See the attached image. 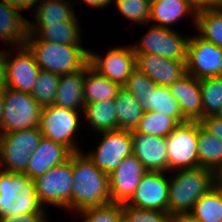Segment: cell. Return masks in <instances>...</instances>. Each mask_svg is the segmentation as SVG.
I'll return each instance as SVG.
<instances>
[{
	"label": "cell",
	"instance_id": "cell-43",
	"mask_svg": "<svg viewBox=\"0 0 222 222\" xmlns=\"http://www.w3.org/2000/svg\"><path fill=\"white\" fill-rule=\"evenodd\" d=\"M10 6H14L20 9L22 12L27 11L28 9L35 8L40 0H2Z\"/></svg>",
	"mask_w": 222,
	"mask_h": 222
},
{
	"label": "cell",
	"instance_id": "cell-15",
	"mask_svg": "<svg viewBox=\"0 0 222 222\" xmlns=\"http://www.w3.org/2000/svg\"><path fill=\"white\" fill-rule=\"evenodd\" d=\"M168 174L169 172L147 171L141 178L139 185L127 205L142 209L168 212Z\"/></svg>",
	"mask_w": 222,
	"mask_h": 222
},
{
	"label": "cell",
	"instance_id": "cell-36",
	"mask_svg": "<svg viewBox=\"0 0 222 222\" xmlns=\"http://www.w3.org/2000/svg\"><path fill=\"white\" fill-rule=\"evenodd\" d=\"M112 4L125 19L144 26L149 24L151 0H113Z\"/></svg>",
	"mask_w": 222,
	"mask_h": 222
},
{
	"label": "cell",
	"instance_id": "cell-49",
	"mask_svg": "<svg viewBox=\"0 0 222 222\" xmlns=\"http://www.w3.org/2000/svg\"><path fill=\"white\" fill-rule=\"evenodd\" d=\"M216 117L222 119V106L219 108L218 112L215 114Z\"/></svg>",
	"mask_w": 222,
	"mask_h": 222
},
{
	"label": "cell",
	"instance_id": "cell-5",
	"mask_svg": "<svg viewBox=\"0 0 222 222\" xmlns=\"http://www.w3.org/2000/svg\"><path fill=\"white\" fill-rule=\"evenodd\" d=\"M0 134L39 127L42 106L30 93L4 87Z\"/></svg>",
	"mask_w": 222,
	"mask_h": 222
},
{
	"label": "cell",
	"instance_id": "cell-48",
	"mask_svg": "<svg viewBox=\"0 0 222 222\" xmlns=\"http://www.w3.org/2000/svg\"><path fill=\"white\" fill-rule=\"evenodd\" d=\"M3 70L1 65V50H0V89L3 87Z\"/></svg>",
	"mask_w": 222,
	"mask_h": 222
},
{
	"label": "cell",
	"instance_id": "cell-11",
	"mask_svg": "<svg viewBox=\"0 0 222 222\" xmlns=\"http://www.w3.org/2000/svg\"><path fill=\"white\" fill-rule=\"evenodd\" d=\"M149 27L135 45H131L134 53H149L157 56L186 60L187 44L190 36H183L176 30L147 24Z\"/></svg>",
	"mask_w": 222,
	"mask_h": 222
},
{
	"label": "cell",
	"instance_id": "cell-8",
	"mask_svg": "<svg viewBox=\"0 0 222 222\" xmlns=\"http://www.w3.org/2000/svg\"><path fill=\"white\" fill-rule=\"evenodd\" d=\"M34 184L38 200L44 208L52 205L71 211L72 155L66 162L50 168L45 174L35 178Z\"/></svg>",
	"mask_w": 222,
	"mask_h": 222
},
{
	"label": "cell",
	"instance_id": "cell-35",
	"mask_svg": "<svg viewBox=\"0 0 222 222\" xmlns=\"http://www.w3.org/2000/svg\"><path fill=\"white\" fill-rule=\"evenodd\" d=\"M59 79V74L40 69L31 95L42 107L54 104Z\"/></svg>",
	"mask_w": 222,
	"mask_h": 222
},
{
	"label": "cell",
	"instance_id": "cell-20",
	"mask_svg": "<svg viewBox=\"0 0 222 222\" xmlns=\"http://www.w3.org/2000/svg\"><path fill=\"white\" fill-rule=\"evenodd\" d=\"M168 88L179 103L182 115L187 121L200 122L203 119L200 79L187 74Z\"/></svg>",
	"mask_w": 222,
	"mask_h": 222
},
{
	"label": "cell",
	"instance_id": "cell-24",
	"mask_svg": "<svg viewBox=\"0 0 222 222\" xmlns=\"http://www.w3.org/2000/svg\"><path fill=\"white\" fill-rule=\"evenodd\" d=\"M85 75L86 65L76 72L60 75L54 104L75 111H83Z\"/></svg>",
	"mask_w": 222,
	"mask_h": 222
},
{
	"label": "cell",
	"instance_id": "cell-3",
	"mask_svg": "<svg viewBox=\"0 0 222 222\" xmlns=\"http://www.w3.org/2000/svg\"><path fill=\"white\" fill-rule=\"evenodd\" d=\"M41 70L65 75L82 69L89 62V49L82 45L46 40H25Z\"/></svg>",
	"mask_w": 222,
	"mask_h": 222
},
{
	"label": "cell",
	"instance_id": "cell-47",
	"mask_svg": "<svg viewBox=\"0 0 222 222\" xmlns=\"http://www.w3.org/2000/svg\"><path fill=\"white\" fill-rule=\"evenodd\" d=\"M214 186L219 190L221 196H222V181L216 176L215 184Z\"/></svg>",
	"mask_w": 222,
	"mask_h": 222
},
{
	"label": "cell",
	"instance_id": "cell-44",
	"mask_svg": "<svg viewBox=\"0 0 222 222\" xmlns=\"http://www.w3.org/2000/svg\"><path fill=\"white\" fill-rule=\"evenodd\" d=\"M81 1L84 2V4H86L87 7L89 8H95V9L103 8L104 9V7L106 8L112 5L111 3L113 0H81Z\"/></svg>",
	"mask_w": 222,
	"mask_h": 222
},
{
	"label": "cell",
	"instance_id": "cell-45",
	"mask_svg": "<svg viewBox=\"0 0 222 222\" xmlns=\"http://www.w3.org/2000/svg\"><path fill=\"white\" fill-rule=\"evenodd\" d=\"M173 222H202L190 213L178 214L173 217Z\"/></svg>",
	"mask_w": 222,
	"mask_h": 222
},
{
	"label": "cell",
	"instance_id": "cell-46",
	"mask_svg": "<svg viewBox=\"0 0 222 222\" xmlns=\"http://www.w3.org/2000/svg\"><path fill=\"white\" fill-rule=\"evenodd\" d=\"M4 107V86L0 89V124L3 115Z\"/></svg>",
	"mask_w": 222,
	"mask_h": 222
},
{
	"label": "cell",
	"instance_id": "cell-9",
	"mask_svg": "<svg viewBox=\"0 0 222 222\" xmlns=\"http://www.w3.org/2000/svg\"><path fill=\"white\" fill-rule=\"evenodd\" d=\"M15 49L18 50L15 57L10 50H1L3 85L31 94L40 68L26 45L17 46Z\"/></svg>",
	"mask_w": 222,
	"mask_h": 222
},
{
	"label": "cell",
	"instance_id": "cell-22",
	"mask_svg": "<svg viewBox=\"0 0 222 222\" xmlns=\"http://www.w3.org/2000/svg\"><path fill=\"white\" fill-rule=\"evenodd\" d=\"M72 0H40L34 8L35 20H28V34H34L42 25L73 21L77 16ZM35 22V23H34Z\"/></svg>",
	"mask_w": 222,
	"mask_h": 222
},
{
	"label": "cell",
	"instance_id": "cell-39",
	"mask_svg": "<svg viewBox=\"0 0 222 222\" xmlns=\"http://www.w3.org/2000/svg\"><path fill=\"white\" fill-rule=\"evenodd\" d=\"M123 216L128 222H173V217L164 211L149 210L122 205Z\"/></svg>",
	"mask_w": 222,
	"mask_h": 222
},
{
	"label": "cell",
	"instance_id": "cell-40",
	"mask_svg": "<svg viewBox=\"0 0 222 222\" xmlns=\"http://www.w3.org/2000/svg\"><path fill=\"white\" fill-rule=\"evenodd\" d=\"M200 124L207 132L222 141V119L209 115L204 117Z\"/></svg>",
	"mask_w": 222,
	"mask_h": 222
},
{
	"label": "cell",
	"instance_id": "cell-34",
	"mask_svg": "<svg viewBox=\"0 0 222 222\" xmlns=\"http://www.w3.org/2000/svg\"><path fill=\"white\" fill-rule=\"evenodd\" d=\"M203 118L215 115L222 106V76L200 79Z\"/></svg>",
	"mask_w": 222,
	"mask_h": 222
},
{
	"label": "cell",
	"instance_id": "cell-17",
	"mask_svg": "<svg viewBox=\"0 0 222 222\" xmlns=\"http://www.w3.org/2000/svg\"><path fill=\"white\" fill-rule=\"evenodd\" d=\"M136 69L156 85L169 86L187 75L186 60L169 59L155 54L135 53Z\"/></svg>",
	"mask_w": 222,
	"mask_h": 222
},
{
	"label": "cell",
	"instance_id": "cell-28",
	"mask_svg": "<svg viewBox=\"0 0 222 222\" xmlns=\"http://www.w3.org/2000/svg\"><path fill=\"white\" fill-rule=\"evenodd\" d=\"M198 164L214 171L222 168V141L207 132L198 121Z\"/></svg>",
	"mask_w": 222,
	"mask_h": 222
},
{
	"label": "cell",
	"instance_id": "cell-51",
	"mask_svg": "<svg viewBox=\"0 0 222 222\" xmlns=\"http://www.w3.org/2000/svg\"><path fill=\"white\" fill-rule=\"evenodd\" d=\"M120 222H128V221H127L126 218L123 216V217L120 219Z\"/></svg>",
	"mask_w": 222,
	"mask_h": 222
},
{
	"label": "cell",
	"instance_id": "cell-26",
	"mask_svg": "<svg viewBox=\"0 0 222 222\" xmlns=\"http://www.w3.org/2000/svg\"><path fill=\"white\" fill-rule=\"evenodd\" d=\"M114 100L85 103L82 111L84 123L88 124L93 132H109L118 130ZM86 121V122H85Z\"/></svg>",
	"mask_w": 222,
	"mask_h": 222
},
{
	"label": "cell",
	"instance_id": "cell-12",
	"mask_svg": "<svg viewBox=\"0 0 222 222\" xmlns=\"http://www.w3.org/2000/svg\"><path fill=\"white\" fill-rule=\"evenodd\" d=\"M99 134L102 136L99 144L85 155L109 176L125 157L133 154L131 131L116 130Z\"/></svg>",
	"mask_w": 222,
	"mask_h": 222
},
{
	"label": "cell",
	"instance_id": "cell-27",
	"mask_svg": "<svg viewBox=\"0 0 222 222\" xmlns=\"http://www.w3.org/2000/svg\"><path fill=\"white\" fill-rule=\"evenodd\" d=\"M121 86L94 70L90 63L86 64L84 77V103L114 100Z\"/></svg>",
	"mask_w": 222,
	"mask_h": 222
},
{
	"label": "cell",
	"instance_id": "cell-21",
	"mask_svg": "<svg viewBox=\"0 0 222 222\" xmlns=\"http://www.w3.org/2000/svg\"><path fill=\"white\" fill-rule=\"evenodd\" d=\"M190 15L193 25L196 26L197 12L189 0H151L149 24L172 29V25Z\"/></svg>",
	"mask_w": 222,
	"mask_h": 222
},
{
	"label": "cell",
	"instance_id": "cell-41",
	"mask_svg": "<svg viewBox=\"0 0 222 222\" xmlns=\"http://www.w3.org/2000/svg\"><path fill=\"white\" fill-rule=\"evenodd\" d=\"M47 213H27L22 216L0 217V222H48Z\"/></svg>",
	"mask_w": 222,
	"mask_h": 222
},
{
	"label": "cell",
	"instance_id": "cell-38",
	"mask_svg": "<svg viewBox=\"0 0 222 222\" xmlns=\"http://www.w3.org/2000/svg\"><path fill=\"white\" fill-rule=\"evenodd\" d=\"M76 215L83 217L80 222H120L123 212L122 205L108 203L84 209Z\"/></svg>",
	"mask_w": 222,
	"mask_h": 222
},
{
	"label": "cell",
	"instance_id": "cell-33",
	"mask_svg": "<svg viewBox=\"0 0 222 222\" xmlns=\"http://www.w3.org/2000/svg\"><path fill=\"white\" fill-rule=\"evenodd\" d=\"M178 125L179 123L173 117L154 111H146L135 130L146 135L166 138Z\"/></svg>",
	"mask_w": 222,
	"mask_h": 222
},
{
	"label": "cell",
	"instance_id": "cell-19",
	"mask_svg": "<svg viewBox=\"0 0 222 222\" xmlns=\"http://www.w3.org/2000/svg\"><path fill=\"white\" fill-rule=\"evenodd\" d=\"M72 154L66 146L42 137L37 149L31 152L30 160L23 174L34 180L45 174L50 168L69 160Z\"/></svg>",
	"mask_w": 222,
	"mask_h": 222
},
{
	"label": "cell",
	"instance_id": "cell-50",
	"mask_svg": "<svg viewBox=\"0 0 222 222\" xmlns=\"http://www.w3.org/2000/svg\"><path fill=\"white\" fill-rule=\"evenodd\" d=\"M216 176L222 181V168L217 172Z\"/></svg>",
	"mask_w": 222,
	"mask_h": 222
},
{
	"label": "cell",
	"instance_id": "cell-32",
	"mask_svg": "<svg viewBox=\"0 0 222 222\" xmlns=\"http://www.w3.org/2000/svg\"><path fill=\"white\" fill-rule=\"evenodd\" d=\"M194 217L202 222H222V196L214 186L202 195L190 211Z\"/></svg>",
	"mask_w": 222,
	"mask_h": 222
},
{
	"label": "cell",
	"instance_id": "cell-30",
	"mask_svg": "<svg viewBox=\"0 0 222 222\" xmlns=\"http://www.w3.org/2000/svg\"><path fill=\"white\" fill-rule=\"evenodd\" d=\"M146 111H154L173 117L179 124L187 122L183 117L179 103L173 98L168 86L155 85L148 95Z\"/></svg>",
	"mask_w": 222,
	"mask_h": 222
},
{
	"label": "cell",
	"instance_id": "cell-37",
	"mask_svg": "<svg viewBox=\"0 0 222 222\" xmlns=\"http://www.w3.org/2000/svg\"><path fill=\"white\" fill-rule=\"evenodd\" d=\"M156 84L145 74L135 69L122 86L129 91L138 101L145 112V105L148 103L149 92Z\"/></svg>",
	"mask_w": 222,
	"mask_h": 222
},
{
	"label": "cell",
	"instance_id": "cell-13",
	"mask_svg": "<svg viewBox=\"0 0 222 222\" xmlns=\"http://www.w3.org/2000/svg\"><path fill=\"white\" fill-rule=\"evenodd\" d=\"M187 74L197 79L222 76V49L197 34L187 44Z\"/></svg>",
	"mask_w": 222,
	"mask_h": 222
},
{
	"label": "cell",
	"instance_id": "cell-2",
	"mask_svg": "<svg viewBox=\"0 0 222 222\" xmlns=\"http://www.w3.org/2000/svg\"><path fill=\"white\" fill-rule=\"evenodd\" d=\"M215 179L214 171L200 166L170 172L168 213L172 217L190 213L195 202L214 187Z\"/></svg>",
	"mask_w": 222,
	"mask_h": 222
},
{
	"label": "cell",
	"instance_id": "cell-7",
	"mask_svg": "<svg viewBox=\"0 0 222 222\" xmlns=\"http://www.w3.org/2000/svg\"><path fill=\"white\" fill-rule=\"evenodd\" d=\"M42 137L39 127L0 134L1 170L23 174Z\"/></svg>",
	"mask_w": 222,
	"mask_h": 222
},
{
	"label": "cell",
	"instance_id": "cell-29",
	"mask_svg": "<svg viewBox=\"0 0 222 222\" xmlns=\"http://www.w3.org/2000/svg\"><path fill=\"white\" fill-rule=\"evenodd\" d=\"M118 130H134L143 116V109L137 99L121 87L114 99Z\"/></svg>",
	"mask_w": 222,
	"mask_h": 222
},
{
	"label": "cell",
	"instance_id": "cell-6",
	"mask_svg": "<svg viewBox=\"0 0 222 222\" xmlns=\"http://www.w3.org/2000/svg\"><path fill=\"white\" fill-rule=\"evenodd\" d=\"M80 118H83L82 112L52 104L42 108L39 128L43 137L66 146L72 153H77L82 151L75 140L77 130L81 129Z\"/></svg>",
	"mask_w": 222,
	"mask_h": 222
},
{
	"label": "cell",
	"instance_id": "cell-4",
	"mask_svg": "<svg viewBox=\"0 0 222 222\" xmlns=\"http://www.w3.org/2000/svg\"><path fill=\"white\" fill-rule=\"evenodd\" d=\"M37 197L34 180L22 173L0 171V217L47 213Z\"/></svg>",
	"mask_w": 222,
	"mask_h": 222
},
{
	"label": "cell",
	"instance_id": "cell-31",
	"mask_svg": "<svg viewBox=\"0 0 222 222\" xmlns=\"http://www.w3.org/2000/svg\"><path fill=\"white\" fill-rule=\"evenodd\" d=\"M195 28L199 37L222 49V9L197 12Z\"/></svg>",
	"mask_w": 222,
	"mask_h": 222
},
{
	"label": "cell",
	"instance_id": "cell-10",
	"mask_svg": "<svg viewBox=\"0 0 222 222\" xmlns=\"http://www.w3.org/2000/svg\"><path fill=\"white\" fill-rule=\"evenodd\" d=\"M168 172L192 169L198 164V121L180 123L166 137Z\"/></svg>",
	"mask_w": 222,
	"mask_h": 222
},
{
	"label": "cell",
	"instance_id": "cell-1",
	"mask_svg": "<svg viewBox=\"0 0 222 222\" xmlns=\"http://www.w3.org/2000/svg\"><path fill=\"white\" fill-rule=\"evenodd\" d=\"M72 154L73 184L71 212L80 211L110 203L109 176L84 154Z\"/></svg>",
	"mask_w": 222,
	"mask_h": 222
},
{
	"label": "cell",
	"instance_id": "cell-42",
	"mask_svg": "<svg viewBox=\"0 0 222 222\" xmlns=\"http://www.w3.org/2000/svg\"><path fill=\"white\" fill-rule=\"evenodd\" d=\"M189 2L196 12L222 9V0H189Z\"/></svg>",
	"mask_w": 222,
	"mask_h": 222
},
{
	"label": "cell",
	"instance_id": "cell-18",
	"mask_svg": "<svg viewBox=\"0 0 222 222\" xmlns=\"http://www.w3.org/2000/svg\"><path fill=\"white\" fill-rule=\"evenodd\" d=\"M133 154L146 171L168 172L166 138L131 131Z\"/></svg>",
	"mask_w": 222,
	"mask_h": 222
},
{
	"label": "cell",
	"instance_id": "cell-23",
	"mask_svg": "<svg viewBox=\"0 0 222 222\" xmlns=\"http://www.w3.org/2000/svg\"><path fill=\"white\" fill-rule=\"evenodd\" d=\"M20 9L0 0V39L6 45L17 47L25 45L28 34V19Z\"/></svg>",
	"mask_w": 222,
	"mask_h": 222
},
{
	"label": "cell",
	"instance_id": "cell-14",
	"mask_svg": "<svg viewBox=\"0 0 222 222\" xmlns=\"http://www.w3.org/2000/svg\"><path fill=\"white\" fill-rule=\"evenodd\" d=\"M89 63L99 74L121 87L136 69L135 53L131 45L111 48L101 56L90 49Z\"/></svg>",
	"mask_w": 222,
	"mask_h": 222
},
{
	"label": "cell",
	"instance_id": "cell-25",
	"mask_svg": "<svg viewBox=\"0 0 222 222\" xmlns=\"http://www.w3.org/2000/svg\"><path fill=\"white\" fill-rule=\"evenodd\" d=\"M77 18L73 21L42 25L34 34H27L26 40H46L61 44L83 45L80 32L82 29Z\"/></svg>",
	"mask_w": 222,
	"mask_h": 222
},
{
	"label": "cell",
	"instance_id": "cell-16",
	"mask_svg": "<svg viewBox=\"0 0 222 222\" xmlns=\"http://www.w3.org/2000/svg\"><path fill=\"white\" fill-rule=\"evenodd\" d=\"M146 172L142 163L134 154L125 157L121 164L109 175L110 203L127 204Z\"/></svg>",
	"mask_w": 222,
	"mask_h": 222
}]
</instances>
